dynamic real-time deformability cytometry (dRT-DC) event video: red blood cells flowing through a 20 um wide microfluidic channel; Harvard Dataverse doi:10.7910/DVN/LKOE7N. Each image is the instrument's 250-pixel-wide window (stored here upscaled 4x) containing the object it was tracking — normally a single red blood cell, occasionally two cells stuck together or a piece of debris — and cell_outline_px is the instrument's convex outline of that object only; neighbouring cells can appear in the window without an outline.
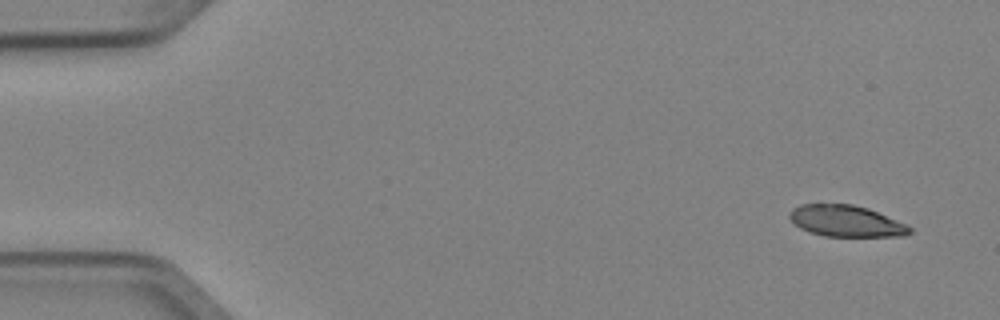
{"species": "Egyptian fruit bat (a non-hibernating species)", "species_latin": "Rousettus aegyptiacus", "temperature_condition": "cold", "stored_images_in_passage": 4, "camera_frame_rate_fps": 3000, "um_per_image_px": 0.085, "animal": {"sex": "female"}, "frame": {"image": 1, "passage_image": 1, "time_ms": 0.0, "image_size_px": [1000, 320], "cell_outline_px": [[912, 232], [904, 236], [824, 236], [800, 228], [788, 216], [788, 212], [792, 208], [800, 204], [852, 204], [868, 208], [908, 224], [912, 228]], "centroid_in_image_um": [71.94, 18.78], "position_along_channel_um": 13.1, "area_um2": 22.02}}